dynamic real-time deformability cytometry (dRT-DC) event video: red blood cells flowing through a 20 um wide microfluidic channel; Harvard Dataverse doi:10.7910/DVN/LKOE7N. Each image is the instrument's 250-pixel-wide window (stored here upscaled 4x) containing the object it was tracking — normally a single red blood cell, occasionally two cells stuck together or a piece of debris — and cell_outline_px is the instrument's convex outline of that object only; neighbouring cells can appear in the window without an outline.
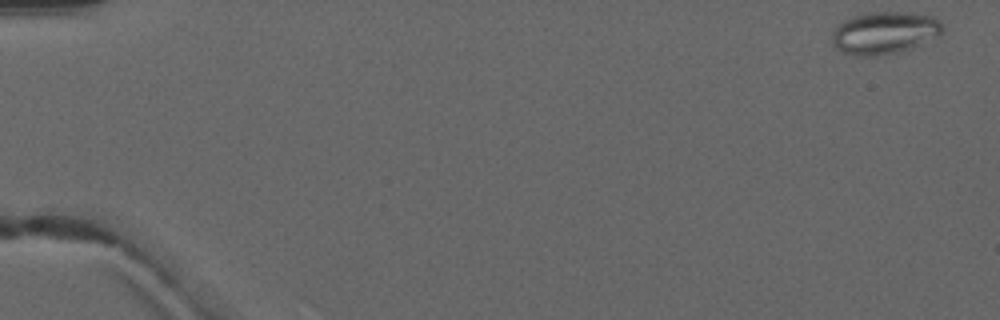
{"species": "common noctule bat (a hibernating species)", "species_latin": "Nyctalus noctula", "temperature_condition": "warm", "stored_images_in_passage": 6, "camera_frame_rate_fps": 3000, "um_per_image_px": 0.085, "animal": {"sex": "male", "forearm_length_mm": 52.5}, "frame": {"image": 1, "passage_image": 1, "time_ms": 0.0, "image_size_px": [1000, 320], "cell_outline_px": [[944, 32], [940, 36], [912, 48], [900, 52], [872, 56], [860, 56], [840, 52], [832, 44], [832, 28], [844, 20], [852, 16], [868, 12], [920, 12], [932, 16], [944, 28]], "centroid_in_image_um": [75.18, 2.78], "position_along_channel_um": 9.8, "area_um2": 27.8}}
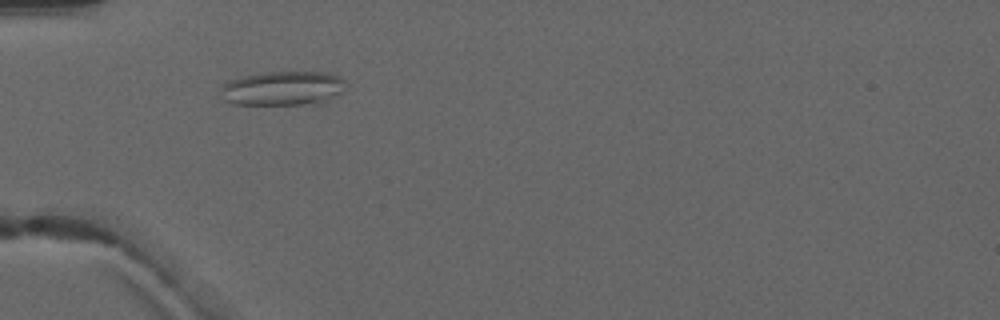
{"frame": {"image": 2, "passage_image": 5, "time_ms": 5.0, "image_size_px": [1000, 320], "cell_outline_px": [[344, 92], [324, 104], [232, 104], [224, 100], [224, 80], [240, 76], [264, 72], [328, 72], [340, 76], [344, 80]], "centroid_in_image_um": [24.11, 7.5], "position_along_channel_um": 60.9, "area_um2": 25.37}}